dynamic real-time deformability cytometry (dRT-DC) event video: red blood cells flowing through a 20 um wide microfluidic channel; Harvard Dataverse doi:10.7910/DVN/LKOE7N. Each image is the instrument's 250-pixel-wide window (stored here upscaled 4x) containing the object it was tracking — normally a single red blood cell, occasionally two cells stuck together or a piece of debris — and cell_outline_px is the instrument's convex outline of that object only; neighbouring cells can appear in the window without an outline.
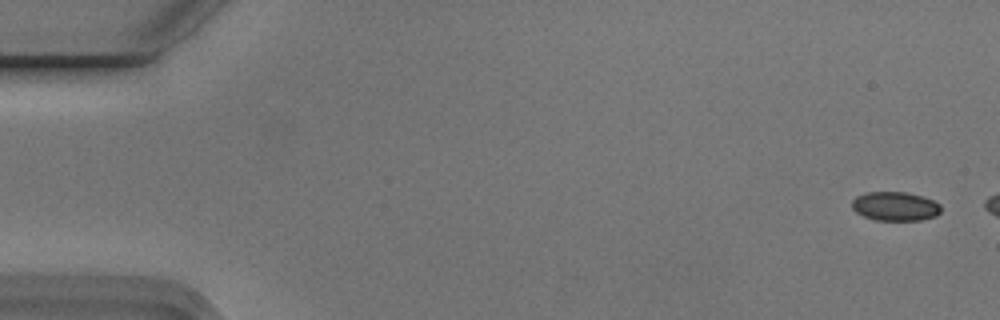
{"species": "Egyptian fruit bat (a non-hibernating species)", "species_latin": "Rousettus aegyptiacus", "temperature_condition": "cold", "stored_images_in_passage": 7, "camera_frame_rate_fps": 3000, "um_per_image_px": 0.085, "animal": {"sex": "male"}, "frame": {"image": 1, "passage_image": 2, "time_ms": 0.333, "image_size_px": [1000, 320], "cell_outline_px": [[940, 212], [936, 216], [920, 220], [876, 220], [864, 216], [856, 212], [852, 208], [852, 200], [856, 196], [864, 192], [904, 192], [924, 196], [940, 204]], "centroid_in_image_um": [76.08, 17.52], "position_along_channel_um": 8.9, "area_um2": 15.09}}